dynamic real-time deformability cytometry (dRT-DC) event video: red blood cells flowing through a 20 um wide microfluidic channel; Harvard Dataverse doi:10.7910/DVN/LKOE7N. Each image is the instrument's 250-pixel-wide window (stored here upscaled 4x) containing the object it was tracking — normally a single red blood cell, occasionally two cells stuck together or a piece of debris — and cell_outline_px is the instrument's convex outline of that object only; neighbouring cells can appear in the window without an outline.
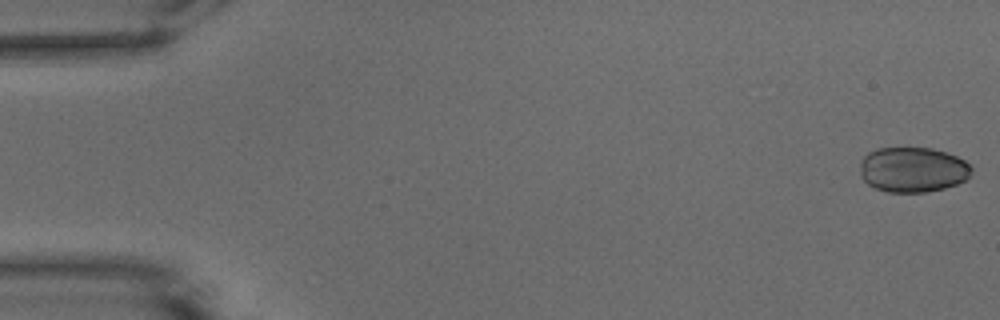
{"species": "common noctule bat (a hibernating species)", "species_latin": "Nyctalus noctula", "temperature_condition": "warm", "stored_images_in_passage": 52, "camera_frame_rate_fps": 3000, "um_per_image_px": 0.085, "animal": {"sex": "male", "body_mass_g": 15.6}, "frame": {"image": 1, "passage_image": 1, "time_ms": 0.0, "image_size_px": [1000, 320], "cell_outline_px": [[972, 172], [964, 180], [956, 184], [944, 188], [924, 192], [888, 192], [876, 188], [868, 184], [860, 176], [860, 160], [868, 152], [876, 148], [932, 148], [948, 152], [964, 160], [972, 168]], "centroid_in_image_um": [77.56, 14.41], "position_along_channel_um": 7.4, "area_um2": 29.42}}
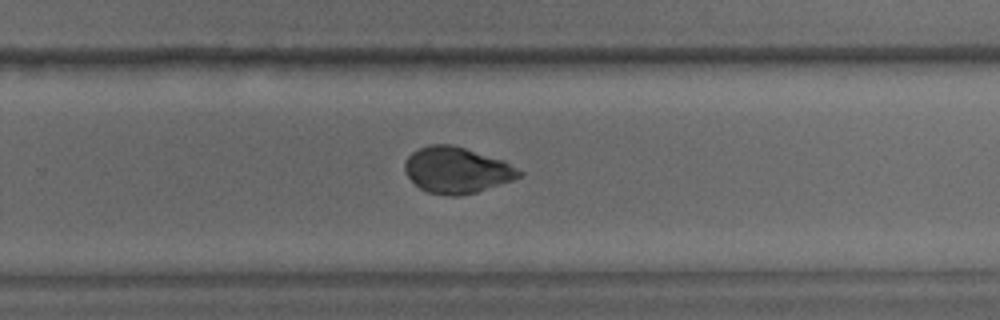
{"frame": {"image": 2, "passage_image": 34, "time_ms": 11.0, "image_size_px": [1000, 320], "cell_outline_px": [[524, 172], [520, 176], [512, 180], [476, 192], [460, 196], [448, 196], [428, 192], [420, 188], [404, 172], [404, 160], [412, 152], [428, 144], [452, 144], [504, 160]], "centroid_in_image_um": [38.81, 14.45], "position_along_channel_um": 291.0, "area_um2": 30.75}}
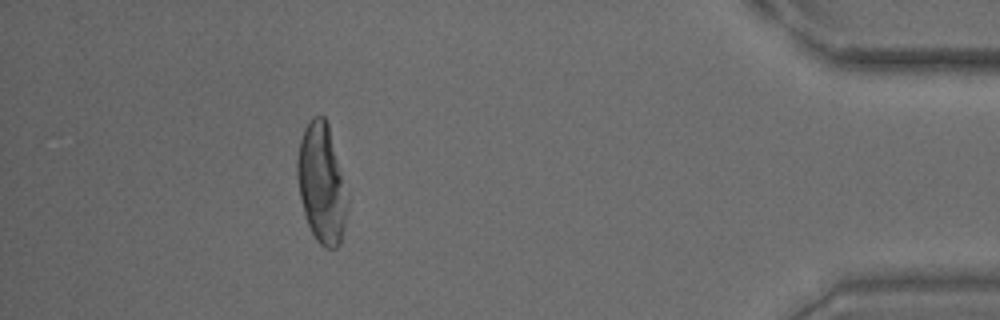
{"frame": {"image": 3, "passage_image": 47, "time_ms": 15.333, "image_size_px": [1000, 320], "cell_outline_px": [[344, 228], [340, 244], [336, 248], [324, 248], [316, 240], [308, 224], [304, 212], [300, 196], [296, 176], [296, 160], [300, 140], [304, 128], [312, 116], [324, 116], [328, 124], [340, 176], [344, 208]], "centroid_in_image_um": [27.24, 15.59], "position_along_channel_um": 408.0, "area_um2": 33.18}}